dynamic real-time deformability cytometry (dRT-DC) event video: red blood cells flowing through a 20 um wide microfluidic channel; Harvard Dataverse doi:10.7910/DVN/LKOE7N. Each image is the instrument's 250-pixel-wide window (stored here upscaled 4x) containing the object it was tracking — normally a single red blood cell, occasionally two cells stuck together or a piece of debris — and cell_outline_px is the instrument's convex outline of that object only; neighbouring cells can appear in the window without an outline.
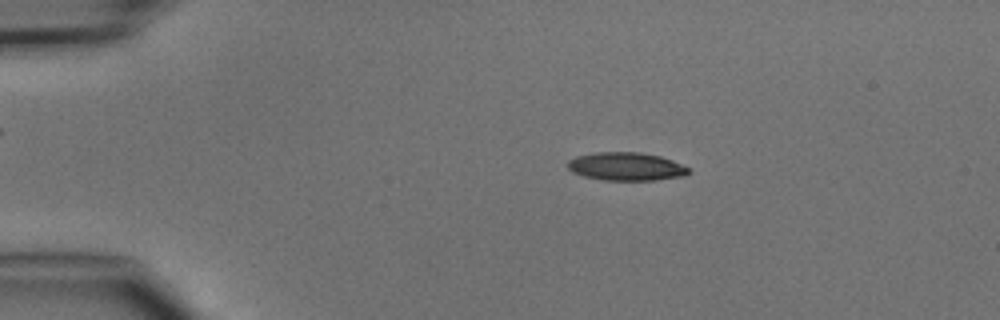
{"species": "common noctule bat (a hibernating species)", "species_latin": "Nyctalus noctula", "temperature_condition": "cold", "stored_images_in_passage": 11, "camera_frame_rate_fps": 3000, "um_per_image_px": 0.085, "animal": {"sex": "male", "body_mass_g": 15.6}, "frame": {"image": 1, "passage_image": 5, "time_ms": 1.333, "image_size_px": [1000, 320], "cell_outline_px": [[692, 172], [684, 176], [656, 180], [604, 180], [584, 176], [572, 172], [568, 168], [568, 160], [576, 156], [596, 152], [640, 152], [660, 156], [672, 160], [692, 168]], "centroid_in_image_um": [53.27, 14.15], "position_along_channel_um": 31.7, "area_um2": 20.06}}